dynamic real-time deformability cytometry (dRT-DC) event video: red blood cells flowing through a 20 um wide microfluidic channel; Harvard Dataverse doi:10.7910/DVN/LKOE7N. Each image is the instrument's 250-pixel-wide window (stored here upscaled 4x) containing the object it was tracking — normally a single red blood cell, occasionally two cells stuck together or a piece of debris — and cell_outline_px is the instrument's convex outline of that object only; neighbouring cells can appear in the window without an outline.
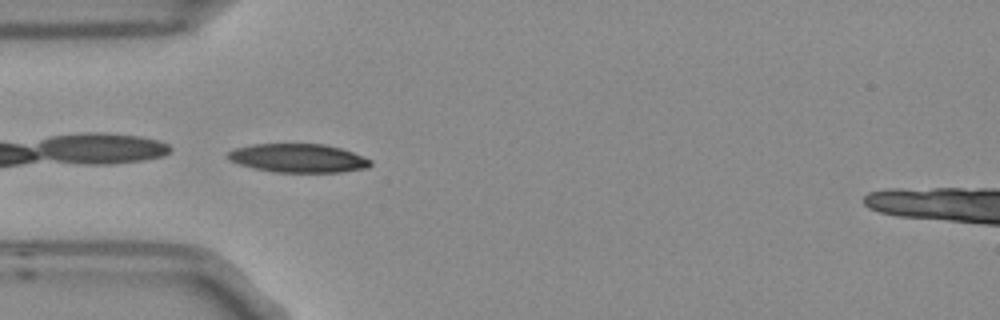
{"species": "Egyptian fruit bat (a non-hibernating species)", "species_latin": "Rousettus aegyptiacus", "temperature_condition": "room temperature", "stored_images_in_passage": 2, "camera_frame_rate_fps": 3000, "um_per_image_px": 0.085, "frame": {"image": 1, "passage_image": 1, "time_ms": 0.0, "image_size_px": [1000, 320], "cell_outline_px": [[372, 164], [368, 168], [340, 172], [276, 172], [256, 168], [240, 164], [228, 160], [224, 156], [228, 152], [236, 148], [252, 144], [324, 144], [340, 148], [364, 156], [372, 160]], "centroid_in_image_um": [25.36, 13.44], "position_along_channel_um": 59.6, "area_um2": 23.81}}